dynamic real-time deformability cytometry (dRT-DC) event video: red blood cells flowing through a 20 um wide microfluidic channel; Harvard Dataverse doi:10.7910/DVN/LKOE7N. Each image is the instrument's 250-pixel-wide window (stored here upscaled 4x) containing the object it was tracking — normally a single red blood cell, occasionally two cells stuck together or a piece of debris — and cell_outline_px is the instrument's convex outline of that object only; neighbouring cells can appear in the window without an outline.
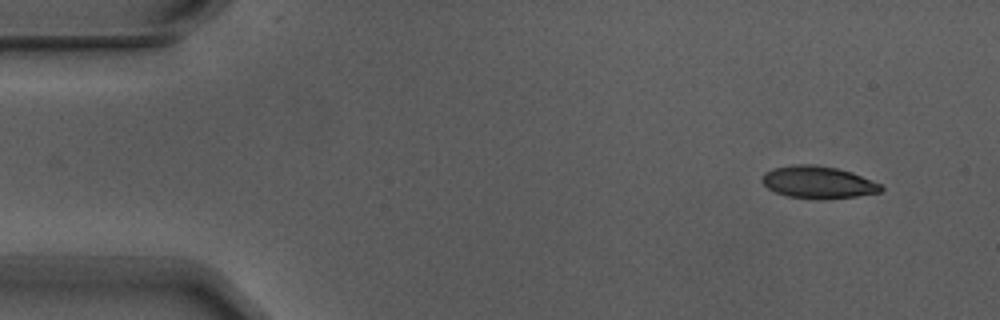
{"species": "Egyptian fruit bat (a non-hibernating species)", "species_latin": "Rousettus aegyptiacus", "temperature_condition": "warm", "stored_images_in_passage": 4, "camera_frame_rate_fps": 3000, "um_per_image_px": 0.085, "animal": {"sex": "male"}, "frame": {"image": 1, "passage_image": 1, "time_ms": 0.0, "image_size_px": [1000, 320], "cell_outline_px": [[884, 188], [880, 192], [856, 196], [788, 196], [776, 192], [768, 188], [760, 180], [760, 176], [764, 172], [772, 168], [796, 164], [812, 164], [836, 168], [852, 172], [880, 184]], "centroid_in_image_um": [69.48, 15.43], "position_along_channel_um": 15.5, "area_um2": 21.44}}
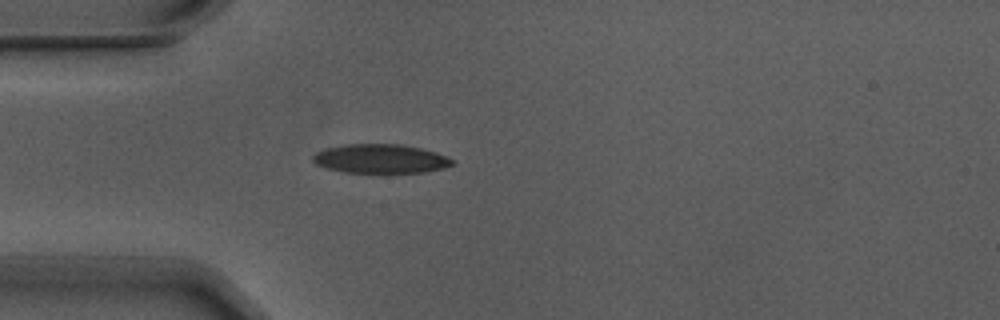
{"frame": {"image": 2, "passage_image": 4, "time_ms": 1.0, "image_size_px": [1000, 320], "cell_outline_px": [[456, 164], [444, 168], [424, 172], [344, 172], [328, 168], [316, 164], [312, 160], [312, 156], [316, 152], [324, 148], [344, 144], [400, 144], [420, 148], [436, 152], [452, 160]], "centroid_in_image_um": [32.32, 13.48], "position_along_channel_um": 52.7, "area_um2": 23.47}}